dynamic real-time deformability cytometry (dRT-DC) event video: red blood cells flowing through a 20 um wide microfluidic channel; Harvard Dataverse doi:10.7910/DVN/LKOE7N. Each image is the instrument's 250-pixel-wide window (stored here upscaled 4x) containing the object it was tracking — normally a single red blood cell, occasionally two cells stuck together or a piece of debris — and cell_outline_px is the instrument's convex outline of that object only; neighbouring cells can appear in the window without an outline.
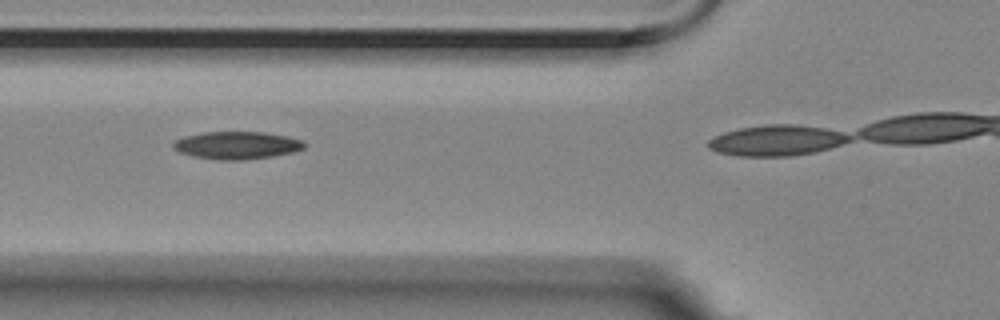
{"species": "Egyptian fruit bat (a non-hibernating species)", "species_latin": "Rousettus aegyptiacus", "temperature_condition": "room temperature", "stored_images_in_passage": 5, "camera_frame_rate_fps": 3000, "um_per_image_px": 0.085, "animal": {"sex": "female"}, "frame": {"image": 1, "passage_image": 4, "time_ms": 1.0, "image_size_px": [1000, 320], "cell_outline_px": [[308, 144], [304, 148], [292, 152], [272, 156], [244, 160], [220, 160], [192, 156], [180, 152], [172, 148], [172, 144], [176, 140], [184, 136], [204, 132], [264, 132], [288, 136], [304, 140]], "centroid_in_image_um": [20.16, 12.34], "position_along_channel_um": 105.6, "area_um2": 21.21}}